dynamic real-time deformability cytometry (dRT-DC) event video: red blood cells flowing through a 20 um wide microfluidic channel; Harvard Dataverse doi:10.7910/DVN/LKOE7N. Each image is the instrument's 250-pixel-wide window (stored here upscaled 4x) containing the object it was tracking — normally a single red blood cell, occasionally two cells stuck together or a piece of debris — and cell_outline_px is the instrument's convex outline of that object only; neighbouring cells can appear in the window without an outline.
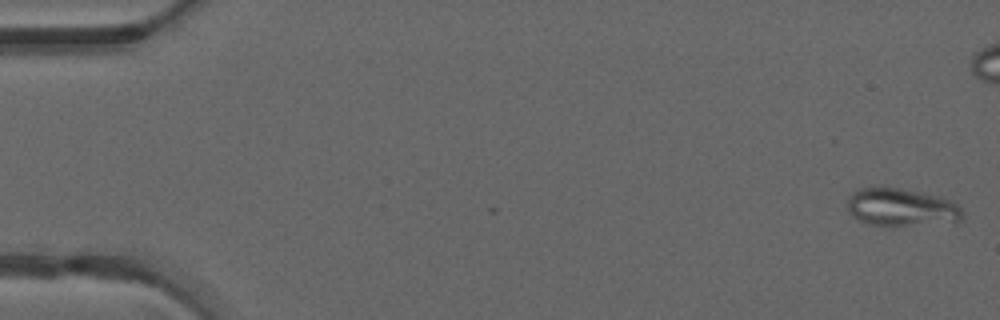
{"species": "common noctule bat (a hibernating species)", "species_latin": "Nyctalus noctula", "temperature_condition": "warm", "stored_images_in_passage": 8, "camera_frame_rate_fps": 3000, "um_per_image_px": 0.085, "animal": {"sex": "male", "forearm_length_mm": 52.5}, "frame": {"image": 1, "passage_image": 1, "time_ms": 0.0, "image_size_px": [1000, 320], "cell_outline_px": [[964, 220], [956, 224], [868, 224], [852, 216], [848, 212], [848, 200], [852, 192], [860, 188], [900, 188], [940, 196], [952, 200], [964, 212]], "centroid_in_image_um": [76.71, 17.63], "position_along_channel_um": 8.3, "area_um2": 25.37}}